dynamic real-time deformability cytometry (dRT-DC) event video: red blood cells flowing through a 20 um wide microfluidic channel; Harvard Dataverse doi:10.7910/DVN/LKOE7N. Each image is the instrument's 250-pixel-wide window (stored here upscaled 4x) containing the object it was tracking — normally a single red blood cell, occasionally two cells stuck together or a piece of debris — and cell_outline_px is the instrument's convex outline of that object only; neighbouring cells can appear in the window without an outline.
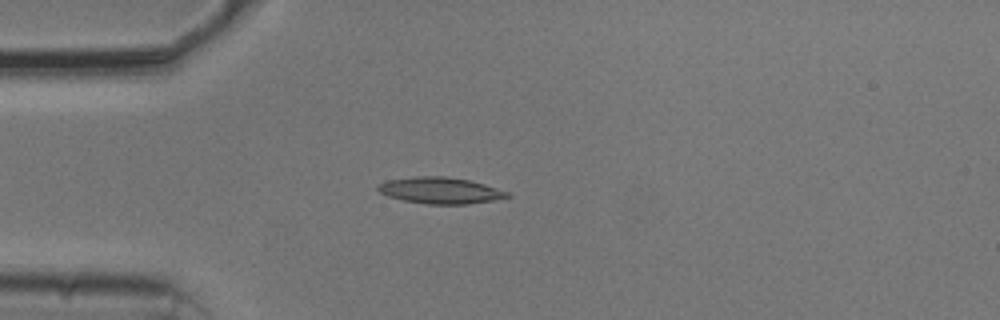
{"species": "common noctule bat (a hibernating species)", "species_latin": "Nyctalus noctula", "temperature_condition": "cold", "stored_images_in_passage": 40, "camera_frame_rate_fps": 3000, "um_per_image_px": 0.085, "animal": {"sex": "male", "body_mass_g": 20.5, "forearm_length_mm": 52.5}, "frame": {"image": 1, "passage_image": 1, "time_ms": 0.0, "image_size_px": [1000, 320], "cell_outline_px": [[512, 196], [492, 200], [468, 204], [428, 204], [404, 200], [388, 196], [380, 192], [376, 188], [380, 184], [388, 180], [412, 176], [448, 176], [468, 180], [484, 184], [508, 192]], "centroid_in_image_um": [37.42, 16.18], "position_along_channel_um": 47.6, "area_um2": 19.71}}
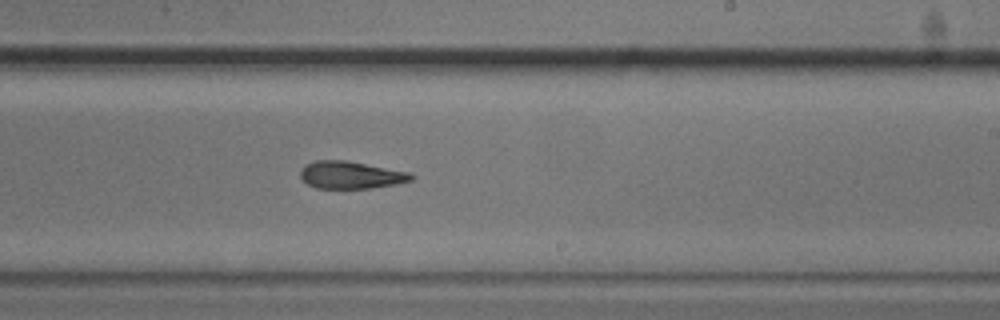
{"frame": {"image": 2, "passage_image": 19, "time_ms": 6.0, "image_size_px": [1000, 320], "cell_outline_px": [[416, 176], [412, 180], [396, 184], [372, 188], [316, 188], [308, 184], [300, 176], [300, 172], [304, 164], [316, 160], [344, 160], [408, 172]], "centroid_in_image_um": [29.8, 14.87], "position_along_channel_um": 259.2, "area_um2": 17.57}}
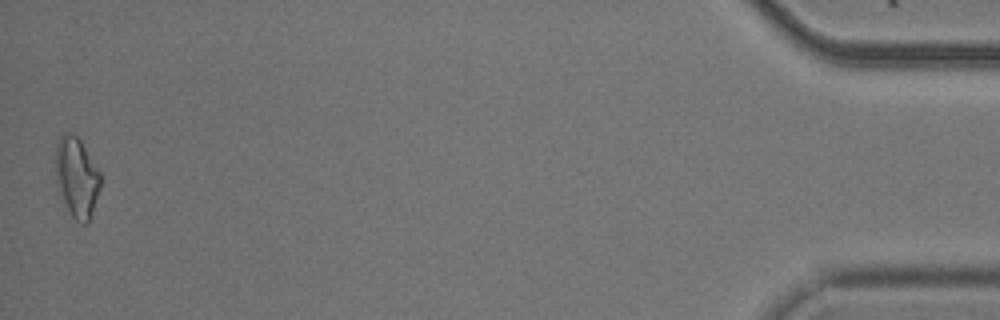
{"frame": {"image": 3, "passage_image": 40, "time_ms": 13.0, "image_size_px": [1000, 320], "cell_outline_px": [[100, 188], [88, 224], [80, 224], [72, 216], [56, 184], [56, 144], [60, 136], [68, 132], [76, 136], [80, 140], [100, 172]], "centroid_in_image_um": [6.52, 15.07], "position_along_channel_um": 428.7, "area_um2": 20.58}, "authors_computed_cell_mechanics": {"area_um2": 18.3515, "velocity_mm_per_s": 3.7444, "shape_relaxation_time_tau1_ms": 5.4862, "shape_relaxation_time_tau2_ms": 7.974, "deformation_change_tau1": 0.1527, "deformation_change_tau2": 0.2132}}